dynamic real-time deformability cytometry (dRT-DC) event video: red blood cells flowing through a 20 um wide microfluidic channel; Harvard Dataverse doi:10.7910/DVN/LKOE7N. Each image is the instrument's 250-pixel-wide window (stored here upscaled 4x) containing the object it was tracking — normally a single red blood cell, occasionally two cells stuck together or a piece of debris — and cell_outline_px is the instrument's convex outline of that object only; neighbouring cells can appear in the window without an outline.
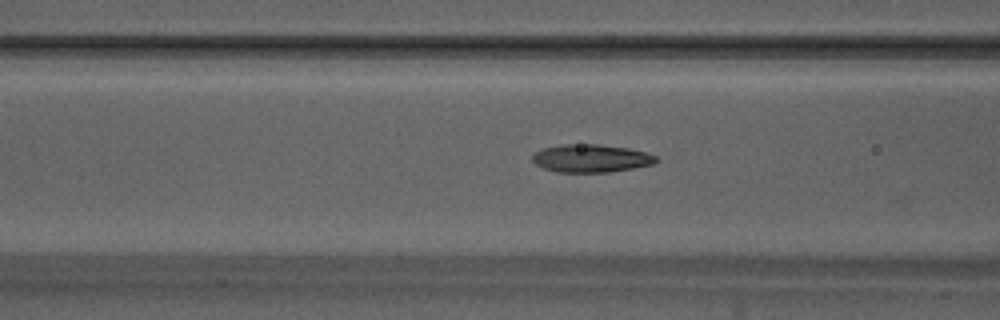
{"species": "Egyptian fruit bat (a non-hibernating species)", "species_latin": "Rousettus aegyptiacus", "temperature_condition": "warm", "stored_images_in_passage": 37, "camera_frame_rate_fps": 3000, "um_per_image_px": 0.085, "animal": {"sex": "male"}, "frame": {"image": 1, "passage_image": 12, "time_ms": 3.667, "image_size_px": [1000, 320], "cell_outline_px": [[660, 160], [652, 164], [632, 168], [608, 172], [556, 172], [544, 168], [536, 164], [532, 160], [532, 156], [536, 152], [544, 148], [560, 144], [600, 144], [628, 148], [644, 152], [656, 156]], "centroid_in_image_um": [50.23, 13.45], "position_along_channel_um": 116.4, "area_um2": 20.06}}
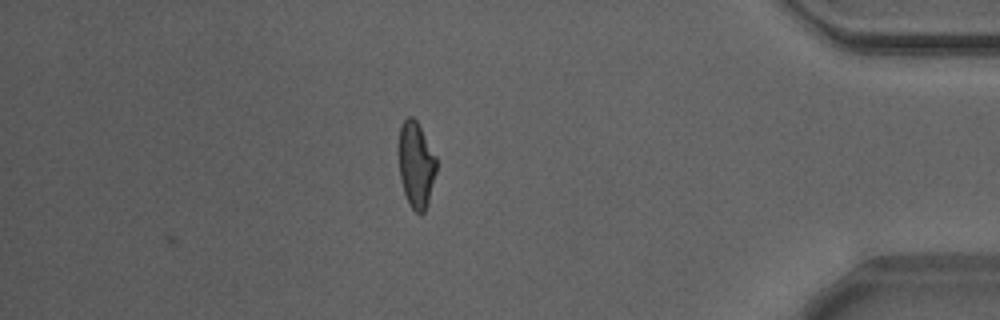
{"frame": {"image": 2, "passage_image": 37, "time_ms": 12.0, "image_size_px": [1000, 320], "cell_outline_px": [[436, 172], [428, 204], [424, 212], [416, 212], [408, 204], [400, 180], [396, 148], [400, 128], [404, 120], [408, 116], [412, 116], [416, 120], [436, 156]], "centroid_in_image_um": [35.32, 13.99], "position_along_channel_um": 399.9, "area_um2": 19.31}, "authors_computed_cell_mechanics": {"area_um2": 19.2474, "velocity_mm_per_s": 3.8835, "shape_relaxation_time_tau1_ms": 3.7007, "shape_relaxation_time_tau2_ms": 1.4691, "deformation_change_tau1": 0.1735, "deformation_change_tau2": 0.0937}}